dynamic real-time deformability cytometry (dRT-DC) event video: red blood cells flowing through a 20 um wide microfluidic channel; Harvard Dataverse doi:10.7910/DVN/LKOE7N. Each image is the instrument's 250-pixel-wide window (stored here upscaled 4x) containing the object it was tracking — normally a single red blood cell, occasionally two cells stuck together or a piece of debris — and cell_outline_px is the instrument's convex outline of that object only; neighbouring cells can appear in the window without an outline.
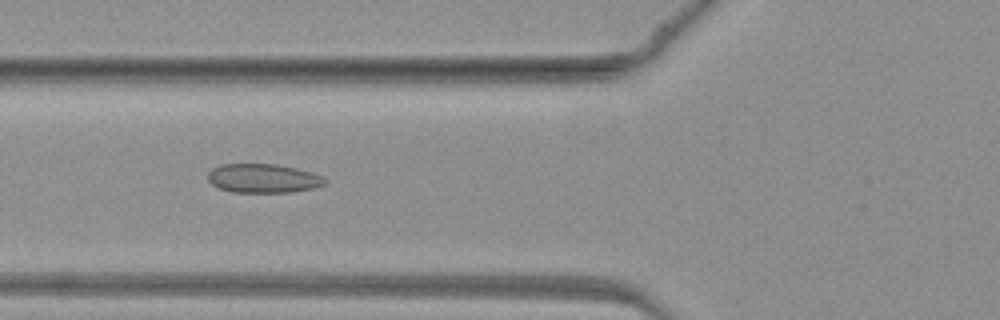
{"species": "common noctule bat (a hibernating species)", "species_latin": "Nyctalus noctula", "temperature_condition": "warm", "stored_images_in_passage": 33, "camera_frame_rate_fps": 3000, "um_per_image_px": 0.085, "animal": {"sex": "female", "body_mass_g": 19.3, "forearm_length_mm": 54.1}, "frame": {"image": 1, "passage_image": 5, "time_ms": 1.333, "image_size_px": [1000, 320], "cell_outline_px": [[328, 180], [324, 184], [312, 188], [292, 192], [232, 192], [220, 188], [212, 184], [208, 180], [208, 172], [212, 168], [220, 164], [276, 164], [296, 168], [312, 172], [324, 176]], "centroid_in_image_um": [22.38, 15.15], "position_along_channel_um": 103.4, "area_um2": 19.83}}
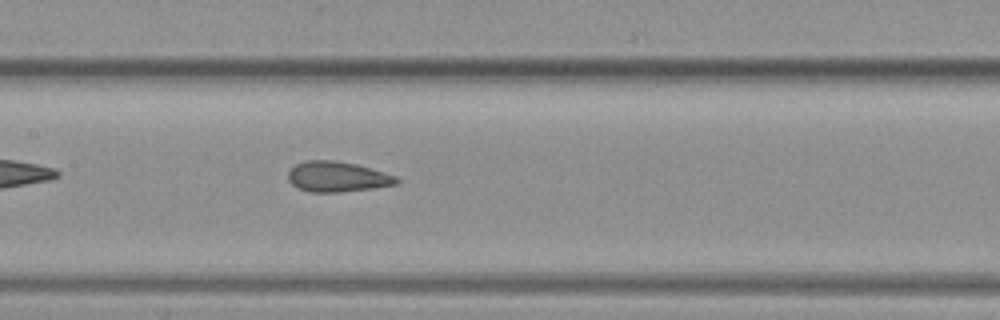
{"frame": {"image": 2, "passage_image": 10, "time_ms": 3.0, "image_size_px": [1000, 320], "cell_outline_px": [[400, 180], [396, 184], [372, 188], [340, 192], [308, 192], [292, 184], [288, 180], [288, 172], [296, 164], [308, 160], [336, 160], [356, 164], [396, 176]], "centroid_in_image_um": [28.65, 15.02], "position_along_channel_um": 178.7, "area_um2": 19.02}}
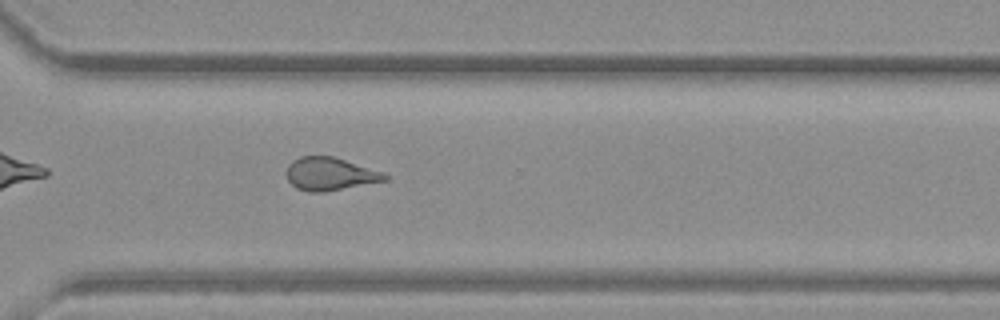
{"frame": {"image": 3, "passage_image": 21, "time_ms": 6.667, "image_size_px": [1000, 320], "cell_outline_px": [[388, 180], [324, 192], [308, 192], [296, 188], [288, 180], [284, 172], [288, 164], [292, 160], [300, 156], [332, 156], [384, 172], [388, 176]], "centroid_in_image_um": [28.01, 14.78], "position_along_channel_um": 342.6, "area_um2": 19.02}}